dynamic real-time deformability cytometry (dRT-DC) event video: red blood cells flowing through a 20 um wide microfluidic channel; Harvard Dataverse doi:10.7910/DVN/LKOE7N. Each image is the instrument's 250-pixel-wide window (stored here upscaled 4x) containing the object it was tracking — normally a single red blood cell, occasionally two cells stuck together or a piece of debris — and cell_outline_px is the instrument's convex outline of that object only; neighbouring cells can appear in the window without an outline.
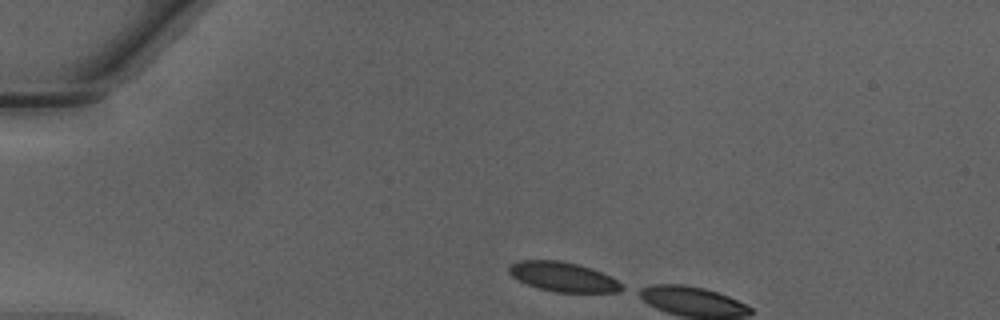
{"species": "Egyptian fruit bat (a non-hibernating species)", "species_latin": "Rousettus aegyptiacus", "temperature_condition": "warm", "stored_images_in_passage": 3, "camera_frame_rate_fps": 3000, "um_per_image_px": 0.085, "animal": {"sex": "male"}, "frame": {"image": 1, "passage_image": 1, "time_ms": 0.0, "image_size_px": [1000, 320], "cell_outline_px": [[624, 288], [616, 292], [556, 292], [536, 288], [516, 280], [508, 272], [508, 264], [516, 260], [560, 260], [580, 264], [592, 268], [624, 284]], "centroid_in_image_um": [47.8, 23.52], "position_along_channel_um": 37.2, "area_um2": 19.71}}